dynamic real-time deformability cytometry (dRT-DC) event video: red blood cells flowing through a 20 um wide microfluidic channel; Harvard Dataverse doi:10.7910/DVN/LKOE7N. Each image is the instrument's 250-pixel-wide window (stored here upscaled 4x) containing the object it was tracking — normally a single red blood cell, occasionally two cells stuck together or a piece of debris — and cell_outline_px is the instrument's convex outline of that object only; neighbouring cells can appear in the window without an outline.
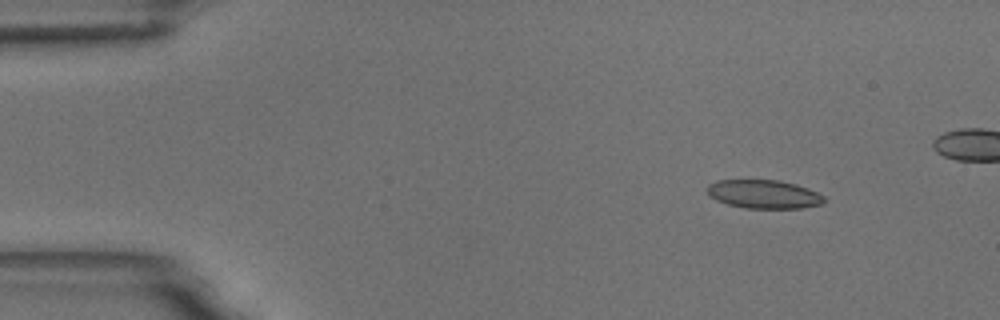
{"species": "common noctule bat (a hibernating species)", "species_latin": "Nyctalus noctula", "temperature_condition": "room temperature", "stored_images_in_passage": 6, "camera_frame_rate_fps": 3000, "um_per_image_px": 0.085, "animal": {"sex": "male", "body_mass_g": 18.8}, "frame": {"image": 1, "passage_image": 2, "time_ms": 1.0, "image_size_px": [1000, 320], "cell_outline_px": [[824, 204], [800, 208], [744, 208], [728, 204], [716, 200], [708, 192], [708, 184], [716, 180], [780, 180], [796, 184], [808, 188], [824, 196]], "centroid_in_image_um": [64.94, 16.5], "position_along_channel_um": 20.1, "area_um2": 19.42}}